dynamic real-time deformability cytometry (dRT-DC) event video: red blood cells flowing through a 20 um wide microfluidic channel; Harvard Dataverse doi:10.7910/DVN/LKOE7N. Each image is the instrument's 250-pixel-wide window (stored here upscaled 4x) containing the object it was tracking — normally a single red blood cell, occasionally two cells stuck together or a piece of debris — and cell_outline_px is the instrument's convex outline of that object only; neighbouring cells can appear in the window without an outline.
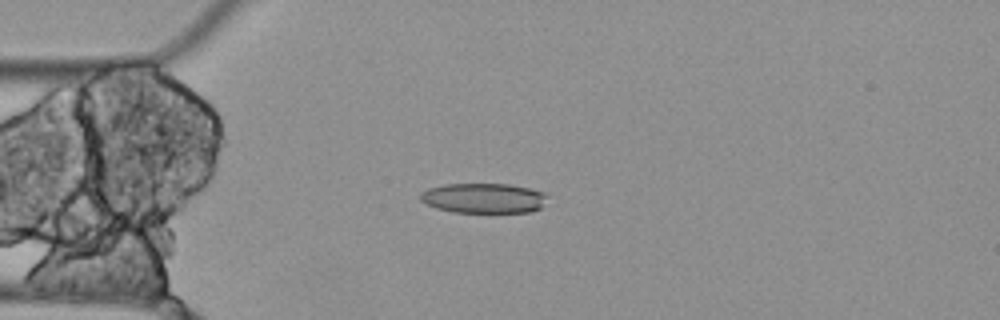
{"species": "Egyptian fruit bat (a non-hibernating species)", "species_latin": "Rousettus aegyptiacus", "temperature_condition": "cold", "stored_images_in_passage": 14, "camera_frame_rate_fps": 3000, "um_per_image_px": 0.085, "animal": {"sex": "female"}, "frame": {"image": 1, "passage_image": 3, "time_ms": 0.667, "image_size_px": [1000, 320], "cell_outline_px": [[548, 196], [540, 208], [532, 212], [452, 212], [436, 208], [420, 200], [420, 192], [428, 188], [444, 184], [508, 184], [528, 188], [544, 192]], "centroid_in_image_um": [41.1, 16.84], "position_along_channel_um": 43.9, "area_um2": 22.2}}
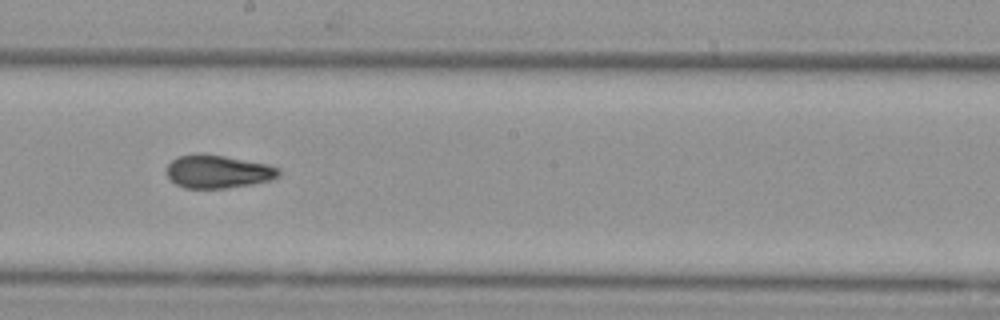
{"frame": {"image": 2, "passage_image": 8, "time_ms": 2.333, "image_size_px": [1000, 320], "cell_outline_px": [[280, 176], [272, 180], [252, 184], [228, 188], [184, 188], [176, 184], [168, 176], [168, 164], [176, 156], [200, 152], [224, 156], [268, 164], [280, 168]], "centroid_in_image_um": [18.55, 14.57], "position_along_channel_um": 229.7, "area_um2": 21.85}}
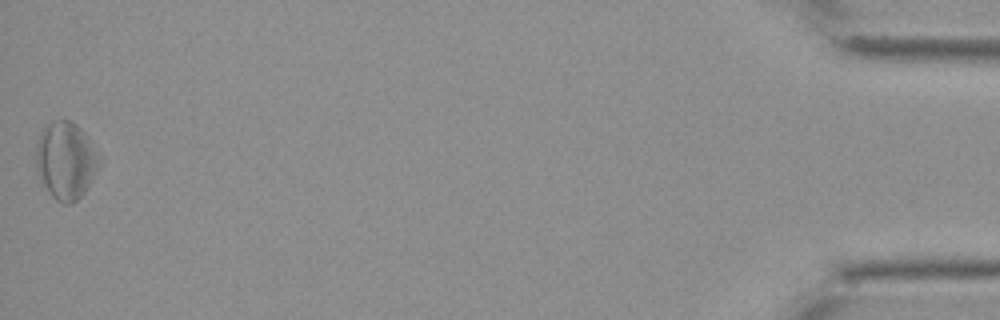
{"frame": {"image": 3, "passage_image": 14, "time_ms": 4.333, "image_size_px": [1000, 320], "cell_outline_px": [[104, 160], [88, 188], [72, 204], [64, 204], [56, 200], [52, 196], [44, 184], [40, 176], [36, 164], [36, 144], [40, 132], [52, 120], [68, 120], [76, 124], [84, 132], [104, 156]], "centroid_in_image_um": [5.67, 13.63], "position_along_channel_um": 429.5, "area_um2": 29.02}}